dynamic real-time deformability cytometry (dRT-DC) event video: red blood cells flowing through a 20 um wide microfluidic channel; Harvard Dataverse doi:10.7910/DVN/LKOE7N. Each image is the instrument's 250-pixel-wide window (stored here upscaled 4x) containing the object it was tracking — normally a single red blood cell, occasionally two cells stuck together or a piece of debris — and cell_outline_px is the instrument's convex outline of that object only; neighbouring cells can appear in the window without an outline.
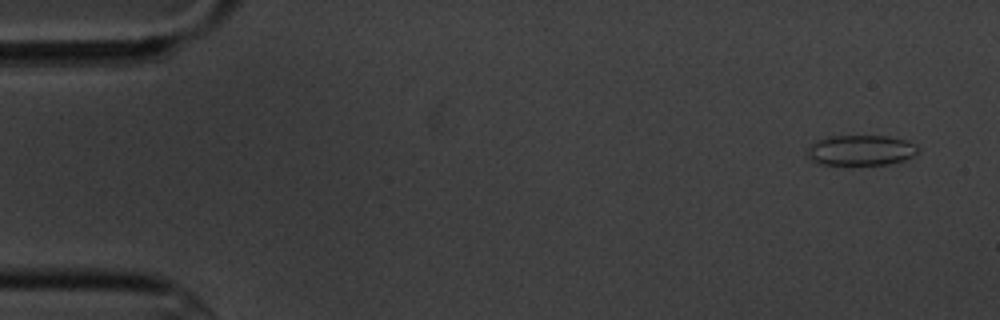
{"species": "common noctule bat (a hibernating species)", "species_latin": "Nyctalus noctula", "temperature_condition": "cold", "stored_images_in_passage": 5, "camera_frame_rate_fps": 3000, "um_per_image_px": 0.085, "animal": {"sex": "male", "body_mass_g": 20.1, "forearm_length_mm": 53.5}, "frame": {"image": 1, "passage_image": 1, "time_ms": 0.0, "image_size_px": [1000, 320], "cell_outline_px": [[920, 152], [904, 160], [888, 164], [820, 164], [804, 156], [808, 148], [816, 140], [828, 136], [888, 136], [904, 140], [916, 144]], "centroid_in_image_um": [73.15, 12.77], "position_along_channel_um": 11.9, "area_um2": 19.65}}